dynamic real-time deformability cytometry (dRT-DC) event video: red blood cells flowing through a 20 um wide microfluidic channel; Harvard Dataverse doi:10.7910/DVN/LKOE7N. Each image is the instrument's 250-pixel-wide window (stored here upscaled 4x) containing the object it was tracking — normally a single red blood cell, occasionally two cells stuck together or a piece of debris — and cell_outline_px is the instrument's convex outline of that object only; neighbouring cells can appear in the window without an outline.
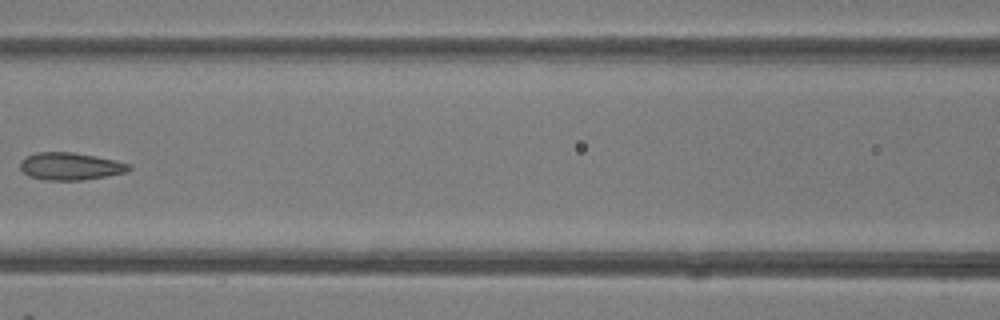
{"species": "common noctule bat (a hibernating species)", "species_latin": "Nyctalus noctula", "temperature_condition": "room temperature", "stored_images_in_passage": 7, "camera_frame_rate_fps": 3000, "um_per_image_px": 0.085, "animal": {"sex": "female"}, "frame": {"image": 1, "passage_image": 6, "time_ms": 6.667, "image_size_px": [1000, 320], "cell_outline_px": [[132, 168], [128, 172], [80, 180], [44, 180], [28, 176], [20, 168], [20, 160], [24, 156], [36, 152], [72, 152], [96, 156], [132, 164]], "centroid_in_image_um": [5.96, 14.12], "position_along_channel_um": 160.6, "area_um2": 17.51}}
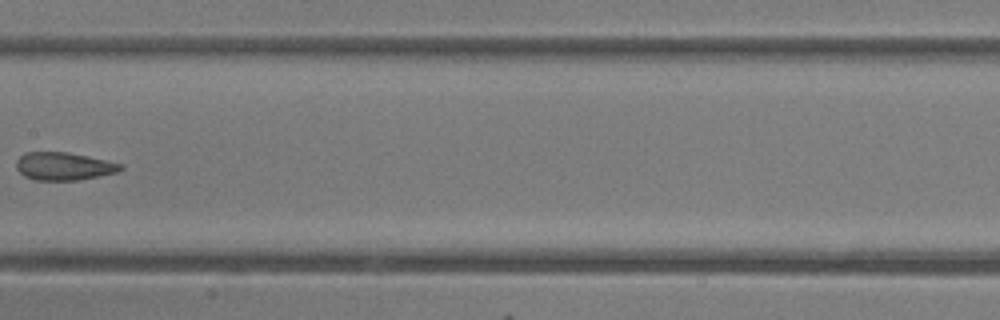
{"frame": {"image": 2, "passage_image": 7, "time_ms": 7.667, "image_size_px": [1000, 320], "cell_outline_px": [[124, 168], [120, 172], [76, 180], [36, 180], [24, 176], [16, 168], [16, 160], [24, 152], [68, 152], [88, 156], [124, 164]], "centroid_in_image_um": [5.44, 14.12], "position_along_channel_um": 202.0, "area_um2": 17.05}}